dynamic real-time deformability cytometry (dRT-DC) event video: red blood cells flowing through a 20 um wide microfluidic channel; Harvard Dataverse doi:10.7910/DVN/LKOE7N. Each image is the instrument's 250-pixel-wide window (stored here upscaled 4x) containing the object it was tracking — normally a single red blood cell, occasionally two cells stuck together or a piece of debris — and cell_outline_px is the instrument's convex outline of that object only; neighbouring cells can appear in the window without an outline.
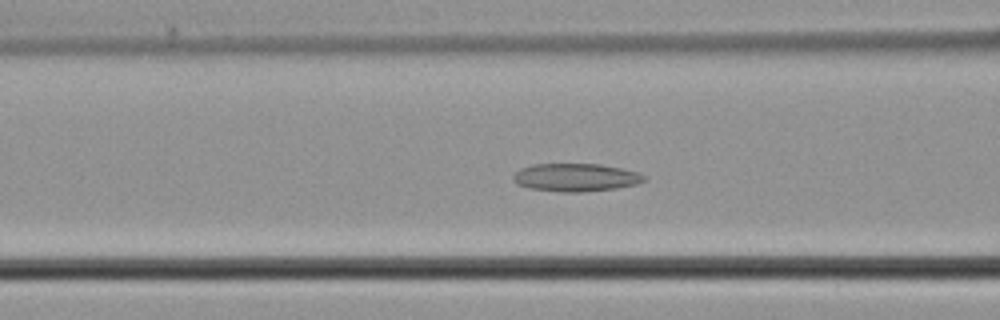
{"species": "common noctule bat (a hibernating species)", "species_latin": "Nyctalus noctula", "temperature_condition": "cold", "stored_images_in_passage": 51, "camera_frame_rate_fps": 3000, "um_per_image_px": 0.085, "animal": {"sex": "male", "body_mass_g": 21.5, "forearm_length_mm": 52.0}, "frame": {"image": 1, "passage_image": 21, "time_ms": 6.667, "image_size_px": [1000, 320], "cell_outline_px": [[648, 180], [636, 184], [616, 188], [580, 192], [560, 192], [528, 188], [516, 184], [512, 180], [512, 176], [520, 168], [532, 164], [600, 164], [640, 172]], "centroid_in_image_um": [48.91, 15.08], "position_along_channel_um": 117.7, "area_um2": 21.5}}
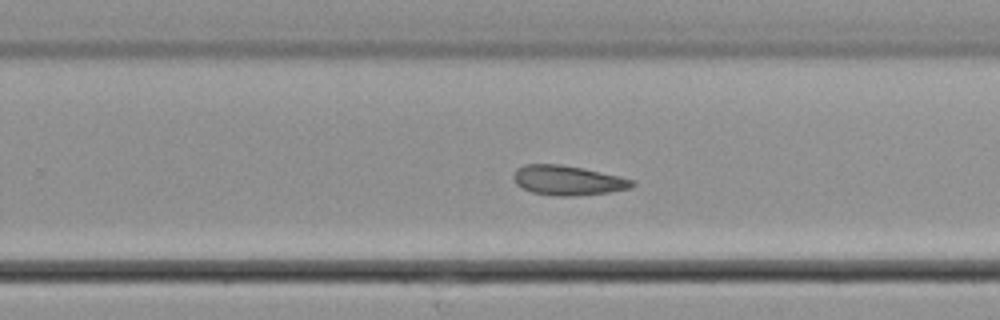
{"frame": {"image": 2, "passage_image": 33, "time_ms": 10.667, "image_size_px": [1000, 320], "cell_outline_px": [[636, 184], [632, 188], [608, 192], [576, 196], [556, 196], [532, 192], [520, 188], [516, 184], [512, 176], [516, 168], [524, 164], [560, 164], [584, 168], [620, 176], [632, 180]], "centroid_in_image_um": [48.23, 15.33], "position_along_channel_um": 281.6, "area_um2": 20.75}}
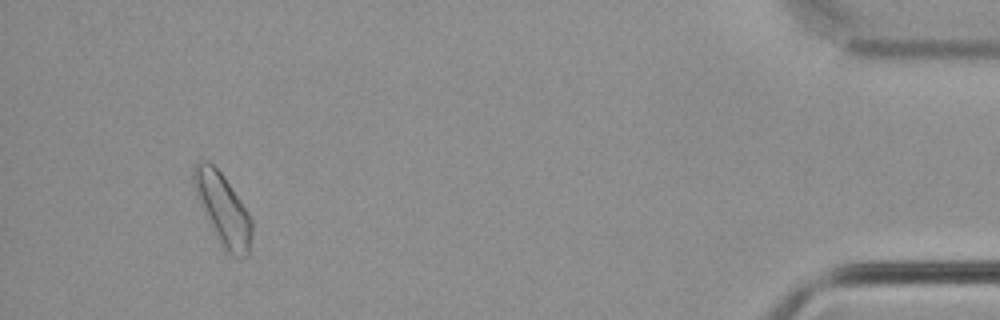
{"frame": {"image": 3, "passage_image": 48, "time_ms": 15.667, "image_size_px": [1000, 320], "cell_outline_px": [[252, 232], [248, 252], [244, 260], [240, 260], [232, 256], [220, 244], [200, 204], [192, 184], [192, 168], [200, 160], [208, 160], [224, 176], [248, 212], [252, 220]], "centroid_in_image_um": [18.94, 17.79], "position_along_channel_um": 416.3, "area_um2": 24.04}}